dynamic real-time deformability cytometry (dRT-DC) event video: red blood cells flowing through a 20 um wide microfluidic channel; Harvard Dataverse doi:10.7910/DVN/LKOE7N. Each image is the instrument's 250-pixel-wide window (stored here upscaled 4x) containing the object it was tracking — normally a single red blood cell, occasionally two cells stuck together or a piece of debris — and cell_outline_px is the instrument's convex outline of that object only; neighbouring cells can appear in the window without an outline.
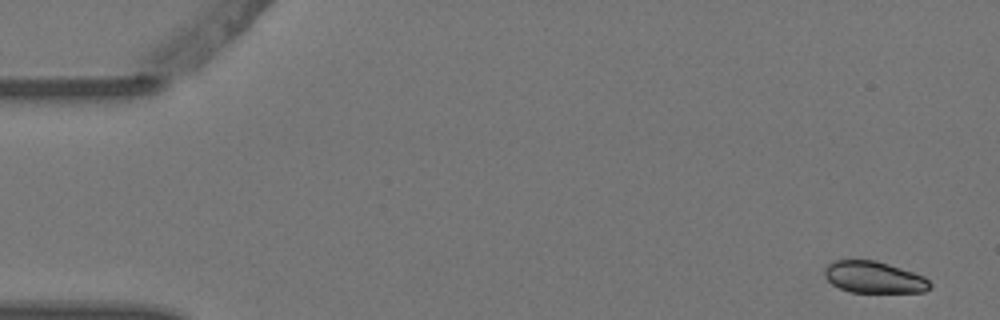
{"species": "Egyptian fruit bat (a non-hibernating species)", "species_latin": "Rousettus aegyptiacus", "temperature_condition": "warm", "stored_images_in_passage": 5, "segment_of_instrument_passage": [1, 2], "camera_frame_rate_fps": 3000, "um_per_image_px": 0.085, "animal": {"sex": "female"}, "frame": {"image": 1, "passage_image": 1, "time_ms": 0.0, "image_size_px": [1000, 320], "cell_outline_px": [[932, 288], [924, 292], [848, 292], [832, 284], [824, 276], [824, 268], [832, 260], [876, 260], [924, 276], [932, 284]], "centroid_in_image_um": [74.27, 23.57], "position_along_channel_um": 10.7, "area_um2": 19.54}}
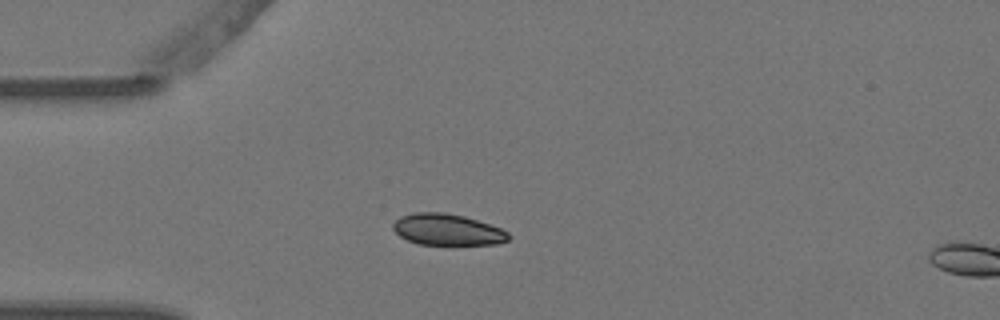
{"frame": {"image": 2, "passage_image": 4, "time_ms": 1.0, "image_size_px": [1000, 320], "cell_outline_px": [[512, 236], [508, 240], [496, 244], [420, 244], [408, 240], [400, 236], [392, 228], [392, 224], [400, 216], [416, 212], [444, 212], [464, 216], [500, 228], [508, 232]], "centroid_in_image_um": [38.02, 19.51], "position_along_channel_um": 47.0, "area_um2": 20.92}}